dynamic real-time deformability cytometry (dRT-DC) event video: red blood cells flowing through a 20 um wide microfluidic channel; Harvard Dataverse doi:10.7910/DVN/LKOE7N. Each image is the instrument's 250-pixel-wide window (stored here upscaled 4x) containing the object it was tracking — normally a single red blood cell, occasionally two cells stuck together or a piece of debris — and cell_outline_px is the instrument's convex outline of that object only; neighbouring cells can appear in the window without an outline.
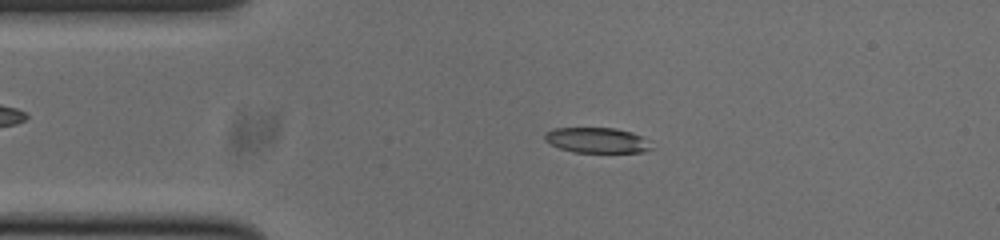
{"species": "common noctule bat (a hibernating species)", "species_latin": "Nyctalus noctula", "temperature_condition": "cold", "stored_images_in_passage": 51, "camera_frame_rate_fps": 3000, "um_per_image_px": 0.085, "animal": {"sex": "male", "body_mass_g": 20.0, "forearm_length_mm": 53.3}, "frame": {"image": 1, "passage_image": 9, "time_ms": 2.667, "image_size_px": [1000, 240], "cell_outline_px": [[656, 148], [644, 152], [572, 152], [560, 148], [544, 140], [544, 136], [552, 128], [616, 128], [632, 132], [640, 136]], "centroid_in_image_um": [50.77, 11.92], "position_along_channel_um": 34.2, "area_um2": 15.72}}
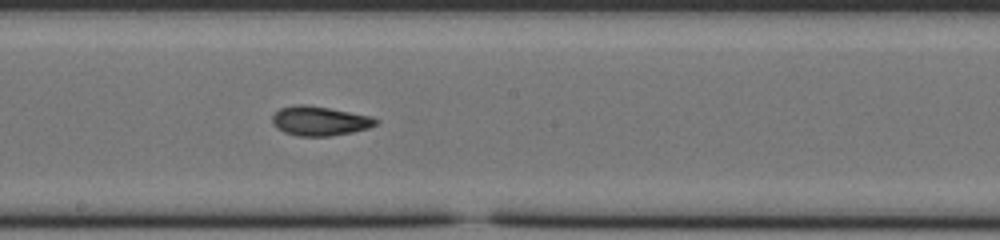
{"frame": {"image": 2, "passage_image": 26, "time_ms": 8.333, "image_size_px": [1000, 240], "cell_outline_px": [[380, 120], [376, 124], [368, 128], [352, 132], [328, 136], [296, 136], [284, 132], [276, 128], [272, 124], [272, 116], [280, 108], [296, 104], [308, 104], [372, 116]], "centroid_in_image_um": [27.15, 10.27], "position_along_channel_um": 221.0, "area_um2": 17.86}}
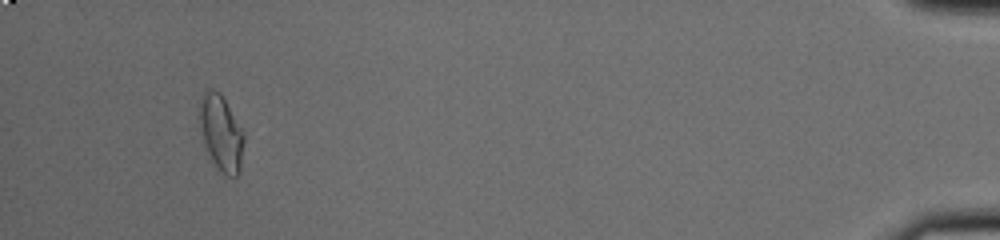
{"frame": {"image": 3, "passage_image": 48, "time_ms": 15.667, "image_size_px": [1000, 240], "cell_outline_px": [[244, 140], [240, 172], [236, 176], [228, 176], [216, 168], [204, 144], [200, 128], [200, 100], [204, 88], [212, 88], [220, 92], [244, 128]], "centroid_in_image_um": [18.82, 11.26], "position_along_channel_um": 416.4, "area_um2": 20.0}, "authors_computed_cell_mechanics": {"area_um2": 17.629, "velocity_mm_per_s": 3.7911, "shape_relaxation_time_tau1_ms": 6.8439, "shape_relaxation_time_tau2_ms": 2.3979, "deformation_change_tau1": 0.2023, "deformation_change_tau2": 0.0861}}